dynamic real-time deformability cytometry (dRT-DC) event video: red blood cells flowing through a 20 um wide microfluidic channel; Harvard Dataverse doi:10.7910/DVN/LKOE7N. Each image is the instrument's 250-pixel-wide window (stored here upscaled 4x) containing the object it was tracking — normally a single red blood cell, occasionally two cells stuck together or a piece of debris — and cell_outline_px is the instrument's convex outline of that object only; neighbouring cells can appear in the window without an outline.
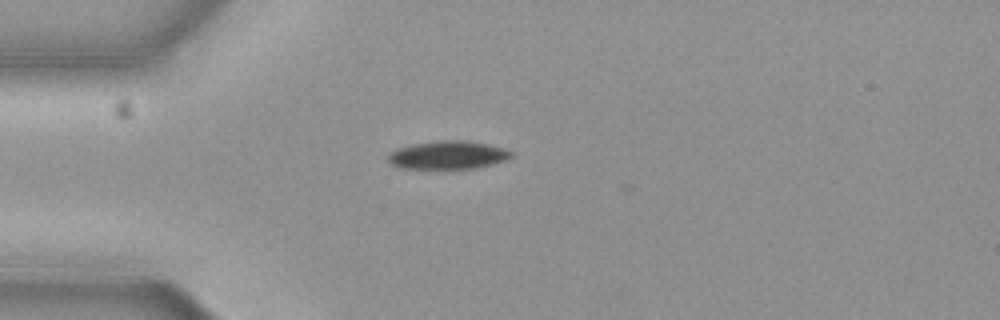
{"species": "common noctule bat (a hibernating species)", "species_latin": "Nyctalus noctula", "temperature_condition": "cold", "stored_images_in_passage": 38, "camera_frame_rate_fps": 3000, "um_per_image_px": 0.085, "animal": {"sex": "female", "body_mass_g": 19.3, "forearm_length_mm": 54.1}, "frame": {"image": 1, "passage_image": 1, "time_ms": 0.0, "image_size_px": [1000, 320], "cell_outline_px": [[512, 156], [504, 160], [492, 164], [476, 168], [400, 168], [392, 164], [388, 160], [388, 156], [396, 148], [412, 144], [440, 140], [464, 140], [488, 144], [504, 148], [512, 152]], "centroid_in_image_um": [38.07, 13.17], "position_along_channel_um": 46.9, "area_um2": 20.06}}
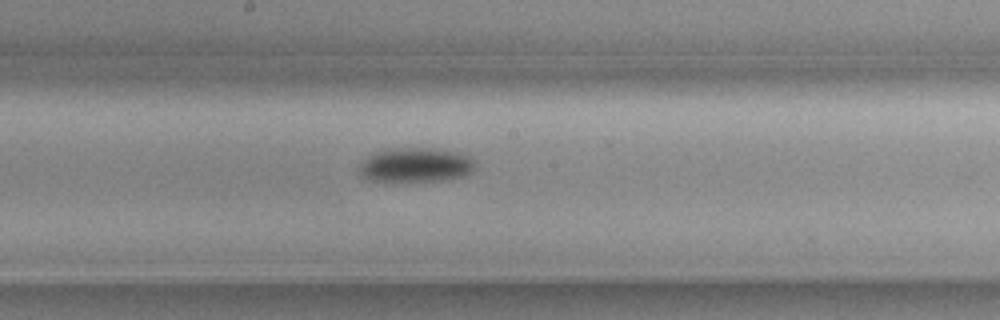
{"frame": {"image": 2, "passage_image": 16, "time_ms": 5.0, "image_size_px": [1000, 320], "cell_outline_px": [[472, 168], [464, 176], [440, 180], [372, 180], [360, 176], [356, 168], [368, 156], [384, 148], [436, 148], [456, 152], [468, 156], [472, 160]], "centroid_in_image_um": [35.24, 14.0], "position_along_channel_um": 213.0, "area_um2": 22.83}}
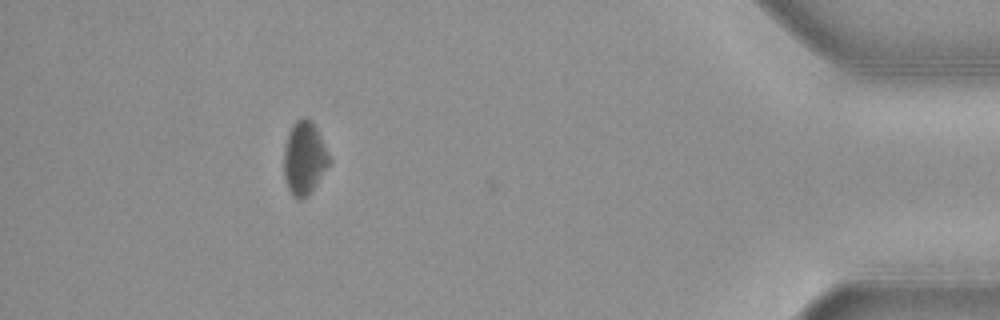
{"frame": {"image": 3, "passage_image": 37, "time_ms": 12.0, "image_size_px": [1000, 320], "cell_outline_px": [[332, 160], [308, 196], [300, 200], [288, 188], [284, 176], [284, 148], [288, 132], [292, 124], [296, 120], [304, 116], [308, 116], [312, 120]], "centroid_in_image_um": [25.87, 13.39], "position_along_channel_um": 409.3, "area_um2": 19.31}, "authors_computed_cell_mechanics": {"area_um2": 21.3282, "velocity_mm_per_s": 3.6592, "shape_relaxation_time_tau1_ms": 4.4969, "shape_relaxation_time_tau2_ms": null, "deformation_change_tau1": 0.0988, "deformation_change_tau2": null}}